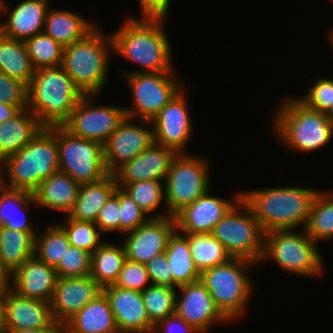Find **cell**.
I'll return each instance as SVG.
<instances>
[{
	"mask_svg": "<svg viewBox=\"0 0 333 333\" xmlns=\"http://www.w3.org/2000/svg\"><path fill=\"white\" fill-rule=\"evenodd\" d=\"M1 333H66L64 324L54 321L49 327L39 329H23L16 331H1Z\"/></svg>",
	"mask_w": 333,
	"mask_h": 333,
	"instance_id": "52",
	"label": "cell"
},
{
	"mask_svg": "<svg viewBox=\"0 0 333 333\" xmlns=\"http://www.w3.org/2000/svg\"><path fill=\"white\" fill-rule=\"evenodd\" d=\"M100 293H102V287L90 275L58 277L50 301L54 320L57 323L65 324Z\"/></svg>",
	"mask_w": 333,
	"mask_h": 333,
	"instance_id": "19",
	"label": "cell"
},
{
	"mask_svg": "<svg viewBox=\"0 0 333 333\" xmlns=\"http://www.w3.org/2000/svg\"><path fill=\"white\" fill-rule=\"evenodd\" d=\"M95 224L102 233H120V205L114 194L98 212Z\"/></svg>",
	"mask_w": 333,
	"mask_h": 333,
	"instance_id": "47",
	"label": "cell"
},
{
	"mask_svg": "<svg viewBox=\"0 0 333 333\" xmlns=\"http://www.w3.org/2000/svg\"><path fill=\"white\" fill-rule=\"evenodd\" d=\"M54 321L50 302L25 298L8 288L4 299L2 331L39 329L49 327Z\"/></svg>",
	"mask_w": 333,
	"mask_h": 333,
	"instance_id": "23",
	"label": "cell"
},
{
	"mask_svg": "<svg viewBox=\"0 0 333 333\" xmlns=\"http://www.w3.org/2000/svg\"><path fill=\"white\" fill-rule=\"evenodd\" d=\"M209 161L206 157L179 153L165 179V203L169 216L192 204L210 187Z\"/></svg>",
	"mask_w": 333,
	"mask_h": 333,
	"instance_id": "10",
	"label": "cell"
},
{
	"mask_svg": "<svg viewBox=\"0 0 333 333\" xmlns=\"http://www.w3.org/2000/svg\"><path fill=\"white\" fill-rule=\"evenodd\" d=\"M175 315L198 333H207L216 322H230L217 308L205 285L200 281L177 287ZM179 295V296H177Z\"/></svg>",
	"mask_w": 333,
	"mask_h": 333,
	"instance_id": "16",
	"label": "cell"
},
{
	"mask_svg": "<svg viewBox=\"0 0 333 333\" xmlns=\"http://www.w3.org/2000/svg\"><path fill=\"white\" fill-rule=\"evenodd\" d=\"M312 84L299 99L309 108L327 114L333 107V79L320 77Z\"/></svg>",
	"mask_w": 333,
	"mask_h": 333,
	"instance_id": "43",
	"label": "cell"
},
{
	"mask_svg": "<svg viewBox=\"0 0 333 333\" xmlns=\"http://www.w3.org/2000/svg\"><path fill=\"white\" fill-rule=\"evenodd\" d=\"M58 277H84L91 273V253L70 246L59 264L55 267Z\"/></svg>",
	"mask_w": 333,
	"mask_h": 333,
	"instance_id": "42",
	"label": "cell"
},
{
	"mask_svg": "<svg viewBox=\"0 0 333 333\" xmlns=\"http://www.w3.org/2000/svg\"><path fill=\"white\" fill-rule=\"evenodd\" d=\"M0 171H1V162H0ZM0 184H1V172H0Z\"/></svg>",
	"mask_w": 333,
	"mask_h": 333,
	"instance_id": "58",
	"label": "cell"
},
{
	"mask_svg": "<svg viewBox=\"0 0 333 333\" xmlns=\"http://www.w3.org/2000/svg\"><path fill=\"white\" fill-rule=\"evenodd\" d=\"M49 2L50 0H22L8 10L7 3L0 0V13H8L6 22H0V33L8 38L26 41L44 32Z\"/></svg>",
	"mask_w": 333,
	"mask_h": 333,
	"instance_id": "22",
	"label": "cell"
},
{
	"mask_svg": "<svg viewBox=\"0 0 333 333\" xmlns=\"http://www.w3.org/2000/svg\"><path fill=\"white\" fill-rule=\"evenodd\" d=\"M328 33H329L328 37H330L329 39H330L331 44H332V46H333V29L330 30V32H328Z\"/></svg>",
	"mask_w": 333,
	"mask_h": 333,
	"instance_id": "56",
	"label": "cell"
},
{
	"mask_svg": "<svg viewBox=\"0 0 333 333\" xmlns=\"http://www.w3.org/2000/svg\"><path fill=\"white\" fill-rule=\"evenodd\" d=\"M37 232L18 231L0 226V260L10 275L34 256Z\"/></svg>",
	"mask_w": 333,
	"mask_h": 333,
	"instance_id": "31",
	"label": "cell"
},
{
	"mask_svg": "<svg viewBox=\"0 0 333 333\" xmlns=\"http://www.w3.org/2000/svg\"><path fill=\"white\" fill-rule=\"evenodd\" d=\"M20 111L21 110L17 106L6 104L0 101V124L4 121L12 119Z\"/></svg>",
	"mask_w": 333,
	"mask_h": 333,
	"instance_id": "53",
	"label": "cell"
},
{
	"mask_svg": "<svg viewBox=\"0 0 333 333\" xmlns=\"http://www.w3.org/2000/svg\"><path fill=\"white\" fill-rule=\"evenodd\" d=\"M83 96L62 66L41 68L27 86V109L44 127L62 126Z\"/></svg>",
	"mask_w": 333,
	"mask_h": 333,
	"instance_id": "4",
	"label": "cell"
},
{
	"mask_svg": "<svg viewBox=\"0 0 333 333\" xmlns=\"http://www.w3.org/2000/svg\"><path fill=\"white\" fill-rule=\"evenodd\" d=\"M198 333L189 324L176 315L160 320L153 333Z\"/></svg>",
	"mask_w": 333,
	"mask_h": 333,
	"instance_id": "50",
	"label": "cell"
},
{
	"mask_svg": "<svg viewBox=\"0 0 333 333\" xmlns=\"http://www.w3.org/2000/svg\"><path fill=\"white\" fill-rule=\"evenodd\" d=\"M64 325L66 333H120L109 301L103 292Z\"/></svg>",
	"mask_w": 333,
	"mask_h": 333,
	"instance_id": "26",
	"label": "cell"
},
{
	"mask_svg": "<svg viewBox=\"0 0 333 333\" xmlns=\"http://www.w3.org/2000/svg\"><path fill=\"white\" fill-rule=\"evenodd\" d=\"M39 234L35 236L34 255L49 266L56 267L71 246L65 231L56 223Z\"/></svg>",
	"mask_w": 333,
	"mask_h": 333,
	"instance_id": "36",
	"label": "cell"
},
{
	"mask_svg": "<svg viewBox=\"0 0 333 333\" xmlns=\"http://www.w3.org/2000/svg\"><path fill=\"white\" fill-rule=\"evenodd\" d=\"M10 288L18 295L50 302L58 280L55 267L35 255L27 259L12 275Z\"/></svg>",
	"mask_w": 333,
	"mask_h": 333,
	"instance_id": "24",
	"label": "cell"
},
{
	"mask_svg": "<svg viewBox=\"0 0 333 333\" xmlns=\"http://www.w3.org/2000/svg\"><path fill=\"white\" fill-rule=\"evenodd\" d=\"M27 108L0 124V162L26 146L43 128Z\"/></svg>",
	"mask_w": 333,
	"mask_h": 333,
	"instance_id": "27",
	"label": "cell"
},
{
	"mask_svg": "<svg viewBox=\"0 0 333 333\" xmlns=\"http://www.w3.org/2000/svg\"><path fill=\"white\" fill-rule=\"evenodd\" d=\"M97 27L95 21L87 20L69 10H51L46 15L44 32L63 47L84 39Z\"/></svg>",
	"mask_w": 333,
	"mask_h": 333,
	"instance_id": "29",
	"label": "cell"
},
{
	"mask_svg": "<svg viewBox=\"0 0 333 333\" xmlns=\"http://www.w3.org/2000/svg\"><path fill=\"white\" fill-rule=\"evenodd\" d=\"M120 333H153L142 292L109 285L102 288Z\"/></svg>",
	"mask_w": 333,
	"mask_h": 333,
	"instance_id": "20",
	"label": "cell"
},
{
	"mask_svg": "<svg viewBox=\"0 0 333 333\" xmlns=\"http://www.w3.org/2000/svg\"><path fill=\"white\" fill-rule=\"evenodd\" d=\"M145 266L151 284L173 287V277L165 253L155 256Z\"/></svg>",
	"mask_w": 333,
	"mask_h": 333,
	"instance_id": "48",
	"label": "cell"
},
{
	"mask_svg": "<svg viewBox=\"0 0 333 333\" xmlns=\"http://www.w3.org/2000/svg\"><path fill=\"white\" fill-rule=\"evenodd\" d=\"M95 96L84 95L62 126L76 137L104 145L125 119L126 113L120 106H94L91 100Z\"/></svg>",
	"mask_w": 333,
	"mask_h": 333,
	"instance_id": "13",
	"label": "cell"
},
{
	"mask_svg": "<svg viewBox=\"0 0 333 333\" xmlns=\"http://www.w3.org/2000/svg\"><path fill=\"white\" fill-rule=\"evenodd\" d=\"M126 252L124 245L104 242L91 254L90 276L102 287L114 285L124 261Z\"/></svg>",
	"mask_w": 333,
	"mask_h": 333,
	"instance_id": "32",
	"label": "cell"
},
{
	"mask_svg": "<svg viewBox=\"0 0 333 333\" xmlns=\"http://www.w3.org/2000/svg\"><path fill=\"white\" fill-rule=\"evenodd\" d=\"M114 195L119 199L120 205V234L137 229L139 226L146 223L150 218H163L167 217L168 212L160 213L152 216L141 209L132 198L122 189L117 187Z\"/></svg>",
	"mask_w": 333,
	"mask_h": 333,
	"instance_id": "41",
	"label": "cell"
},
{
	"mask_svg": "<svg viewBox=\"0 0 333 333\" xmlns=\"http://www.w3.org/2000/svg\"><path fill=\"white\" fill-rule=\"evenodd\" d=\"M188 238L191 255L200 272L231 259L224 245L212 234H184Z\"/></svg>",
	"mask_w": 333,
	"mask_h": 333,
	"instance_id": "35",
	"label": "cell"
},
{
	"mask_svg": "<svg viewBox=\"0 0 333 333\" xmlns=\"http://www.w3.org/2000/svg\"><path fill=\"white\" fill-rule=\"evenodd\" d=\"M176 230L173 216L150 218L137 229L124 234L127 236L123 243L126 259L146 264L155 256L165 253L169 239Z\"/></svg>",
	"mask_w": 333,
	"mask_h": 333,
	"instance_id": "17",
	"label": "cell"
},
{
	"mask_svg": "<svg viewBox=\"0 0 333 333\" xmlns=\"http://www.w3.org/2000/svg\"><path fill=\"white\" fill-rule=\"evenodd\" d=\"M49 128L57 138L59 171L80 185L97 182L109 174L104 163L103 144L76 137L63 126Z\"/></svg>",
	"mask_w": 333,
	"mask_h": 333,
	"instance_id": "11",
	"label": "cell"
},
{
	"mask_svg": "<svg viewBox=\"0 0 333 333\" xmlns=\"http://www.w3.org/2000/svg\"><path fill=\"white\" fill-rule=\"evenodd\" d=\"M275 110L272 130L293 151H316L333 137V121L328 115L309 108L297 97L285 98Z\"/></svg>",
	"mask_w": 333,
	"mask_h": 333,
	"instance_id": "5",
	"label": "cell"
},
{
	"mask_svg": "<svg viewBox=\"0 0 333 333\" xmlns=\"http://www.w3.org/2000/svg\"><path fill=\"white\" fill-rule=\"evenodd\" d=\"M306 233L317 243L333 238V191L319 190L305 227Z\"/></svg>",
	"mask_w": 333,
	"mask_h": 333,
	"instance_id": "34",
	"label": "cell"
},
{
	"mask_svg": "<svg viewBox=\"0 0 333 333\" xmlns=\"http://www.w3.org/2000/svg\"><path fill=\"white\" fill-rule=\"evenodd\" d=\"M1 166L2 187L32 194L44 179L59 171L56 135L49 127H43L20 151L5 158ZM3 174H7V180Z\"/></svg>",
	"mask_w": 333,
	"mask_h": 333,
	"instance_id": "3",
	"label": "cell"
},
{
	"mask_svg": "<svg viewBox=\"0 0 333 333\" xmlns=\"http://www.w3.org/2000/svg\"><path fill=\"white\" fill-rule=\"evenodd\" d=\"M117 187L115 177L110 173L97 182L81 184L76 202L67 216L75 220L95 223L98 212Z\"/></svg>",
	"mask_w": 333,
	"mask_h": 333,
	"instance_id": "28",
	"label": "cell"
},
{
	"mask_svg": "<svg viewBox=\"0 0 333 333\" xmlns=\"http://www.w3.org/2000/svg\"><path fill=\"white\" fill-rule=\"evenodd\" d=\"M177 154L175 150L154 142L113 173L118 187L145 180L165 182L171 163Z\"/></svg>",
	"mask_w": 333,
	"mask_h": 333,
	"instance_id": "21",
	"label": "cell"
},
{
	"mask_svg": "<svg viewBox=\"0 0 333 333\" xmlns=\"http://www.w3.org/2000/svg\"><path fill=\"white\" fill-rule=\"evenodd\" d=\"M34 204L35 201L33 197H31L30 200H28L19 210H17L16 213H14L10 218H8V220L2 226L18 231H36L37 229L34 228V225L31 224L26 217V211H28L29 209L28 206H33Z\"/></svg>",
	"mask_w": 333,
	"mask_h": 333,
	"instance_id": "49",
	"label": "cell"
},
{
	"mask_svg": "<svg viewBox=\"0 0 333 333\" xmlns=\"http://www.w3.org/2000/svg\"><path fill=\"white\" fill-rule=\"evenodd\" d=\"M255 262L232 257L227 262L201 272L200 281L207 288L220 312L231 322L245 311L252 297L253 284L248 276Z\"/></svg>",
	"mask_w": 333,
	"mask_h": 333,
	"instance_id": "7",
	"label": "cell"
},
{
	"mask_svg": "<svg viewBox=\"0 0 333 333\" xmlns=\"http://www.w3.org/2000/svg\"><path fill=\"white\" fill-rule=\"evenodd\" d=\"M176 289L151 284L142 292L147 315L154 325L160 320L175 315Z\"/></svg>",
	"mask_w": 333,
	"mask_h": 333,
	"instance_id": "38",
	"label": "cell"
},
{
	"mask_svg": "<svg viewBox=\"0 0 333 333\" xmlns=\"http://www.w3.org/2000/svg\"><path fill=\"white\" fill-rule=\"evenodd\" d=\"M133 120L126 116L103 145L104 163L110 174L154 143L151 121L141 120V124H135Z\"/></svg>",
	"mask_w": 333,
	"mask_h": 333,
	"instance_id": "14",
	"label": "cell"
},
{
	"mask_svg": "<svg viewBox=\"0 0 333 333\" xmlns=\"http://www.w3.org/2000/svg\"><path fill=\"white\" fill-rule=\"evenodd\" d=\"M24 42L34 70L62 65L64 47L45 32Z\"/></svg>",
	"mask_w": 333,
	"mask_h": 333,
	"instance_id": "37",
	"label": "cell"
},
{
	"mask_svg": "<svg viewBox=\"0 0 333 333\" xmlns=\"http://www.w3.org/2000/svg\"><path fill=\"white\" fill-rule=\"evenodd\" d=\"M173 277V288L200 280L201 272L191 255L188 238L177 230L170 237L165 251Z\"/></svg>",
	"mask_w": 333,
	"mask_h": 333,
	"instance_id": "30",
	"label": "cell"
},
{
	"mask_svg": "<svg viewBox=\"0 0 333 333\" xmlns=\"http://www.w3.org/2000/svg\"><path fill=\"white\" fill-rule=\"evenodd\" d=\"M0 101L15 105L20 110L27 108V85L0 72Z\"/></svg>",
	"mask_w": 333,
	"mask_h": 333,
	"instance_id": "45",
	"label": "cell"
},
{
	"mask_svg": "<svg viewBox=\"0 0 333 333\" xmlns=\"http://www.w3.org/2000/svg\"><path fill=\"white\" fill-rule=\"evenodd\" d=\"M11 275L7 272V270L2 265L0 260V284L10 285L11 284Z\"/></svg>",
	"mask_w": 333,
	"mask_h": 333,
	"instance_id": "55",
	"label": "cell"
},
{
	"mask_svg": "<svg viewBox=\"0 0 333 333\" xmlns=\"http://www.w3.org/2000/svg\"><path fill=\"white\" fill-rule=\"evenodd\" d=\"M9 287L10 285L0 284V333L2 331L4 320V299Z\"/></svg>",
	"mask_w": 333,
	"mask_h": 333,
	"instance_id": "54",
	"label": "cell"
},
{
	"mask_svg": "<svg viewBox=\"0 0 333 333\" xmlns=\"http://www.w3.org/2000/svg\"><path fill=\"white\" fill-rule=\"evenodd\" d=\"M141 18V19H140ZM128 17L111 35L113 54L132 61L145 70L130 73L175 72L172 66L171 46L164 31V18Z\"/></svg>",
	"mask_w": 333,
	"mask_h": 333,
	"instance_id": "1",
	"label": "cell"
},
{
	"mask_svg": "<svg viewBox=\"0 0 333 333\" xmlns=\"http://www.w3.org/2000/svg\"><path fill=\"white\" fill-rule=\"evenodd\" d=\"M241 199V192L231 200L212 196L209 190L175 216L176 229L182 234H211L216 224Z\"/></svg>",
	"mask_w": 333,
	"mask_h": 333,
	"instance_id": "18",
	"label": "cell"
},
{
	"mask_svg": "<svg viewBox=\"0 0 333 333\" xmlns=\"http://www.w3.org/2000/svg\"><path fill=\"white\" fill-rule=\"evenodd\" d=\"M211 234L224 245L231 257L260 263L265 233L242 199L216 224Z\"/></svg>",
	"mask_w": 333,
	"mask_h": 333,
	"instance_id": "9",
	"label": "cell"
},
{
	"mask_svg": "<svg viewBox=\"0 0 333 333\" xmlns=\"http://www.w3.org/2000/svg\"><path fill=\"white\" fill-rule=\"evenodd\" d=\"M134 98V108H124L127 117L152 121L185 84L177 80L175 72L130 73L124 75Z\"/></svg>",
	"mask_w": 333,
	"mask_h": 333,
	"instance_id": "12",
	"label": "cell"
},
{
	"mask_svg": "<svg viewBox=\"0 0 333 333\" xmlns=\"http://www.w3.org/2000/svg\"><path fill=\"white\" fill-rule=\"evenodd\" d=\"M58 225L65 231L71 246L94 253L105 241H101V231L94 222L79 221L67 216Z\"/></svg>",
	"mask_w": 333,
	"mask_h": 333,
	"instance_id": "39",
	"label": "cell"
},
{
	"mask_svg": "<svg viewBox=\"0 0 333 333\" xmlns=\"http://www.w3.org/2000/svg\"><path fill=\"white\" fill-rule=\"evenodd\" d=\"M328 117L333 121V107L332 109L327 113Z\"/></svg>",
	"mask_w": 333,
	"mask_h": 333,
	"instance_id": "57",
	"label": "cell"
},
{
	"mask_svg": "<svg viewBox=\"0 0 333 333\" xmlns=\"http://www.w3.org/2000/svg\"><path fill=\"white\" fill-rule=\"evenodd\" d=\"M145 264L126 259L114 286L143 292L150 286Z\"/></svg>",
	"mask_w": 333,
	"mask_h": 333,
	"instance_id": "44",
	"label": "cell"
},
{
	"mask_svg": "<svg viewBox=\"0 0 333 333\" xmlns=\"http://www.w3.org/2000/svg\"><path fill=\"white\" fill-rule=\"evenodd\" d=\"M183 88L164 106L152 119L154 142L175 150L178 154L185 153V148L192 131V118L188 109Z\"/></svg>",
	"mask_w": 333,
	"mask_h": 333,
	"instance_id": "15",
	"label": "cell"
},
{
	"mask_svg": "<svg viewBox=\"0 0 333 333\" xmlns=\"http://www.w3.org/2000/svg\"><path fill=\"white\" fill-rule=\"evenodd\" d=\"M101 31L97 26L84 39L64 47L61 66L84 95H99L108 79L113 42Z\"/></svg>",
	"mask_w": 333,
	"mask_h": 333,
	"instance_id": "6",
	"label": "cell"
},
{
	"mask_svg": "<svg viewBox=\"0 0 333 333\" xmlns=\"http://www.w3.org/2000/svg\"><path fill=\"white\" fill-rule=\"evenodd\" d=\"M317 243L306 233L274 230L264 234V253L260 261L274 260L289 274L310 277L322 276L325 269Z\"/></svg>",
	"mask_w": 333,
	"mask_h": 333,
	"instance_id": "8",
	"label": "cell"
},
{
	"mask_svg": "<svg viewBox=\"0 0 333 333\" xmlns=\"http://www.w3.org/2000/svg\"><path fill=\"white\" fill-rule=\"evenodd\" d=\"M172 0H139L142 18H164Z\"/></svg>",
	"mask_w": 333,
	"mask_h": 333,
	"instance_id": "51",
	"label": "cell"
},
{
	"mask_svg": "<svg viewBox=\"0 0 333 333\" xmlns=\"http://www.w3.org/2000/svg\"><path fill=\"white\" fill-rule=\"evenodd\" d=\"M163 181L145 180L134 183H128L121 188L132 198V200L147 214H152L163 204L164 187Z\"/></svg>",
	"mask_w": 333,
	"mask_h": 333,
	"instance_id": "40",
	"label": "cell"
},
{
	"mask_svg": "<svg viewBox=\"0 0 333 333\" xmlns=\"http://www.w3.org/2000/svg\"><path fill=\"white\" fill-rule=\"evenodd\" d=\"M32 194L25 191L10 190L0 185V226L17 212Z\"/></svg>",
	"mask_w": 333,
	"mask_h": 333,
	"instance_id": "46",
	"label": "cell"
},
{
	"mask_svg": "<svg viewBox=\"0 0 333 333\" xmlns=\"http://www.w3.org/2000/svg\"><path fill=\"white\" fill-rule=\"evenodd\" d=\"M318 189L304 187H266L241 192L264 233L274 230L305 229Z\"/></svg>",
	"mask_w": 333,
	"mask_h": 333,
	"instance_id": "2",
	"label": "cell"
},
{
	"mask_svg": "<svg viewBox=\"0 0 333 333\" xmlns=\"http://www.w3.org/2000/svg\"><path fill=\"white\" fill-rule=\"evenodd\" d=\"M34 71L25 42L5 37L0 33V72L28 86Z\"/></svg>",
	"mask_w": 333,
	"mask_h": 333,
	"instance_id": "33",
	"label": "cell"
},
{
	"mask_svg": "<svg viewBox=\"0 0 333 333\" xmlns=\"http://www.w3.org/2000/svg\"><path fill=\"white\" fill-rule=\"evenodd\" d=\"M80 184L68 174L56 171L44 179L32 193L35 206L58 210L67 215L72 210Z\"/></svg>",
	"mask_w": 333,
	"mask_h": 333,
	"instance_id": "25",
	"label": "cell"
}]
</instances>
